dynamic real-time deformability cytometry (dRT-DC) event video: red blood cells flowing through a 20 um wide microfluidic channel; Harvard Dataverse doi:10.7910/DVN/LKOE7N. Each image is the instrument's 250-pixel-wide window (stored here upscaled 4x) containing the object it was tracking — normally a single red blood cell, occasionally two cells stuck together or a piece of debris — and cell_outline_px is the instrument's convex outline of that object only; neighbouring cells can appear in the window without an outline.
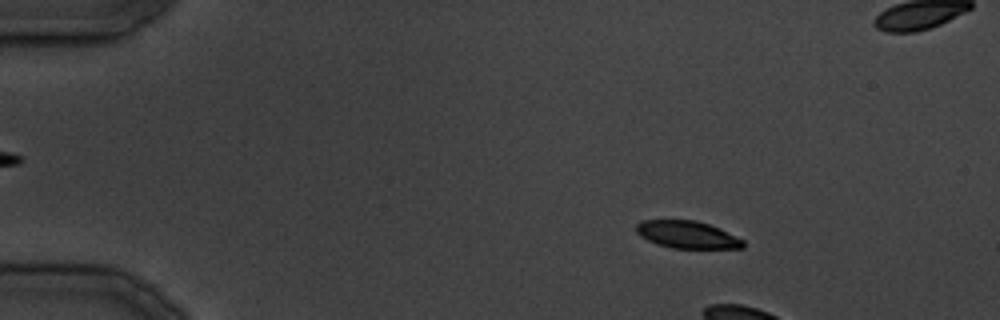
{"species": "common noctule bat (a hibernating species)", "species_latin": "Nyctalus noctula", "temperature_condition": "cold", "stored_images_in_passage": 6, "camera_frame_rate_fps": 3000, "um_per_image_px": 0.085, "animal": {"sex": "male", "body_mass_g": 19.5, "forearm_length_mm": 54.6}, "frame": {"image": 1, "passage_image": 3, "time_ms": 2.333, "image_size_px": [1000, 320], "cell_outline_px": [[744, 248], [672, 248], [656, 244], [640, 236], [636, 232], [636, 224], [640, 220], [696, 220], [720, 228], [744, 240]], "centroid_in_image_um": [58.4, 19.94], "position_along_channel_um": 26.6, "area_um2": 17.11}}